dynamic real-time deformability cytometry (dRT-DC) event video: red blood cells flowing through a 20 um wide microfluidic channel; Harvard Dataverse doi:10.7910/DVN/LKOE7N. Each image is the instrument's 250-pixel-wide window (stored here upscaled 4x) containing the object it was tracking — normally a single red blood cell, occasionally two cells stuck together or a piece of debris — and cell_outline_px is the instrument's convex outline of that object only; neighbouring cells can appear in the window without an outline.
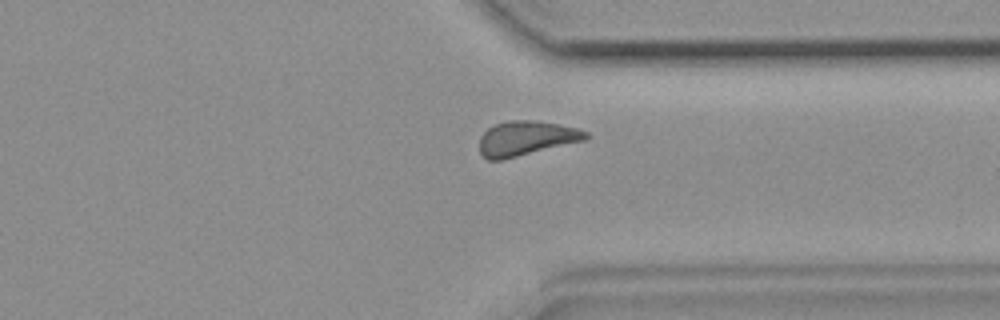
{"species": "common noctule bat (a hibernating species)", "species_latin": "Nyctalus noctula", "temperature_condition": "room temperature", "stored_images_in_passage": 33, "camera_frame_rate_fps": 3000, "um_per_image_px": 0.085, "animal": {"sex": "female", "body_mass_g": 19.9}, "frame": {"image": 1, "passage_image": 28, "time_ms": 9.0, "image_size_px": [1000, 320], "cell_outline_px": [[592, 136], [584, 140], [504, 160], [488, 160], [480, 152], [480, 136], [488, 128], [496, 124], [508, 120], [532, 120], [580, 128], [588, 132]], "centroid_in_image_um": [44.74, 11.76], "position_along_channel_um": 366.7, "area_um2": 21.5}}